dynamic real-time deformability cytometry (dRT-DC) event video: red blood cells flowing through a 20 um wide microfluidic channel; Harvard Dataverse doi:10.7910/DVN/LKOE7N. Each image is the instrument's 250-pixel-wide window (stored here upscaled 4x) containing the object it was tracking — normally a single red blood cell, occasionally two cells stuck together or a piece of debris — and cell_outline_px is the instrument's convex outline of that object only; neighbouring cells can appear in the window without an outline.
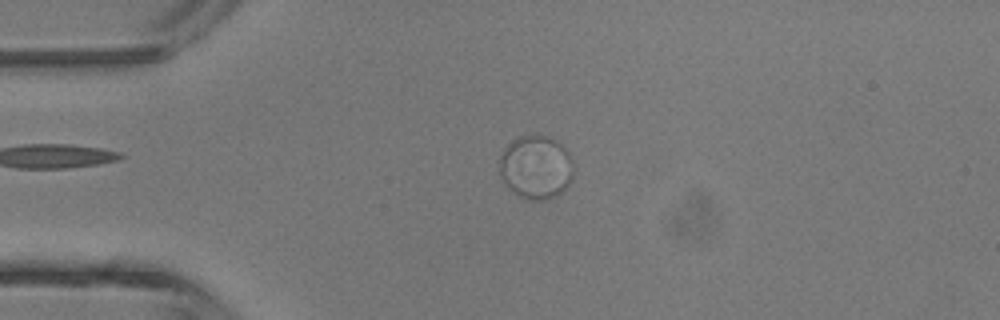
{"species": "common noctule bat (a hibernating species)", "species_latin": "Nyctalus noctula", "temperature_condition": "room temperature", "stored_images_in_passage": 31, "camera_frame_rate_fps": 3000, "um_per_image_px": 0.085, "animal": {"sex": "male", "body_mass_g": 13.3}, "frame": {"image": 1, "passage_image": 1, "time_ms": 0.0, "image_size_px": [1000, 320], "cell_outline_px": [[572, 180], [560, 192], [544, 200], [532, 200], [520, 196], [500, 176], [500, 156], [508, 144], [512, 140], [520, 136], [544, 136], [560, 144], [568, 152], [572, 160]], "centroid_in_image_um": [45.56, 14.2], "position_along_channel_um": 39.4, "area_um2": 26.59}}
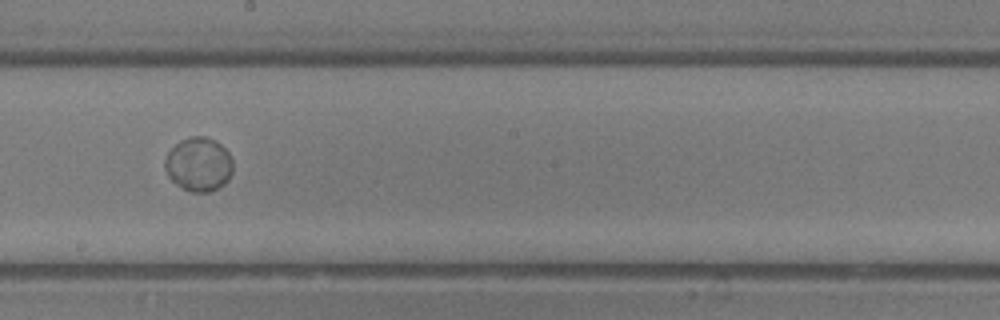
{"frame": {"image": 2, "passage_image": 16, "time_ms": 5.0, "image_size_px": [1000, 320], "cell_outline_px": [[232, 172], [228, 180], [224, 184], [208, 192], [192, 192], [176, 184], [168, 176], [164, 168], [164, 160], [168, 152], [180, 140], [192, 136], [204, 136], [216, 140], [228, 152], [232, 160]], "centroid_in_image_um": [16.88, 13.96], "position_along_channel_um": 231.3, "area_um2": 21.33}}
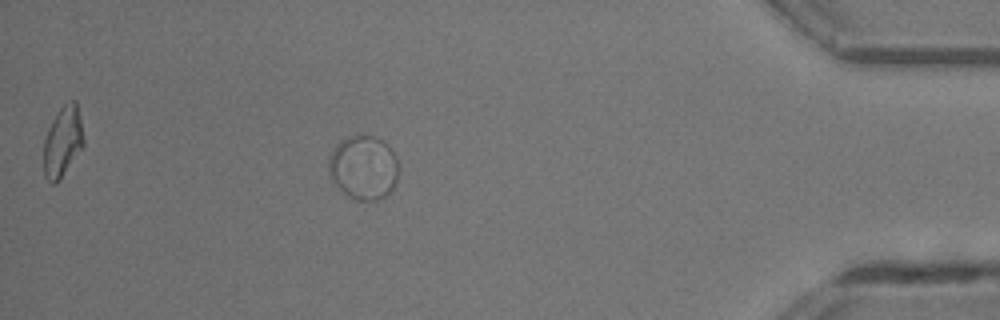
{"frame": {"image": 3, "passage_image": 31, "time_ms": 10.0, "image_size_px": [1000, 320], "cell_outline_px": [[396, 180], [392, 188], [384, 196], [376, 200], [356, 200], [344, 192], [332, 180], [328, 172], [328, 156], [332, 148], [340, 140], [348, 136], [372, 136], [380, 140], [396, 156]], "centroid_in_image_um": [30.83, 14.23], "position_along_channel_um": 404.4, "area_um2": 25.61}, "authors_computed_cell_mechanics": {"area_um2": 21.7906, "velocity_mm_per_s": 4.4077, "shape_relaxation_time_tau1_ms": 1.2106, "shape_relaxation_time_tau2_ms": null, "deformation_change_tau1": 0.0104, "deformation_change_tau2": null}}